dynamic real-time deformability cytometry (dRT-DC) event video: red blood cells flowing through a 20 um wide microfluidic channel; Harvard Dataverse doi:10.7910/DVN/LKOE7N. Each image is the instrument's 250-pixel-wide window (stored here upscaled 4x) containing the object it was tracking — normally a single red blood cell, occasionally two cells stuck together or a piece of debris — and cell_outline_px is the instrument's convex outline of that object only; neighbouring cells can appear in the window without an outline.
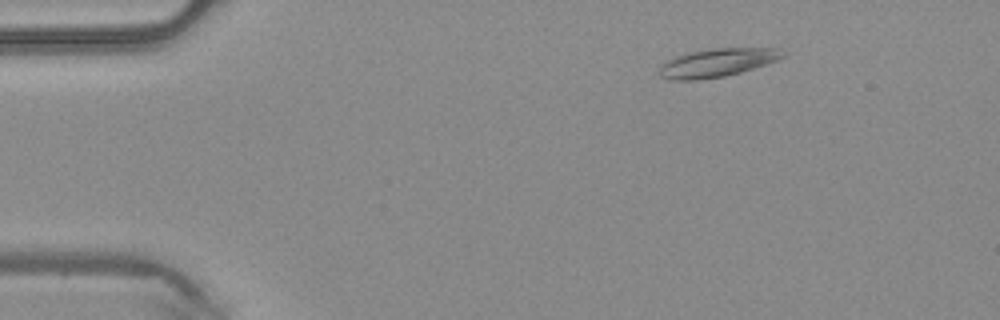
{"species": "common noctule bat (a hibernating species)", "species_latin": "Nyctalus noctula", "temperature_condition": "warm", "stored_images_in_passage": 47, "camera_frame_rate_fps": 3000, "um_per_image_px": 0.085, "animal": {"sex": "male", "body_mass_g": 20.4}, "frame": {"image": 1, "passage_image": 7, "time_ms": 2.0, "image_size_px": [1000, 320], "cell_outline_px": [[788, 52], [784, 56], [776, 60], [740, 72], [724, 76], [696, 80], [668, 80], [660, 76], [660, 64], [664, 60], [676, 56], [692, 52], [716, 48], [780, 48]], "centroid_in_image_um": [60.93, 5.32], "position_along_channel_um": 24.1, "area_um2": 20.29}}
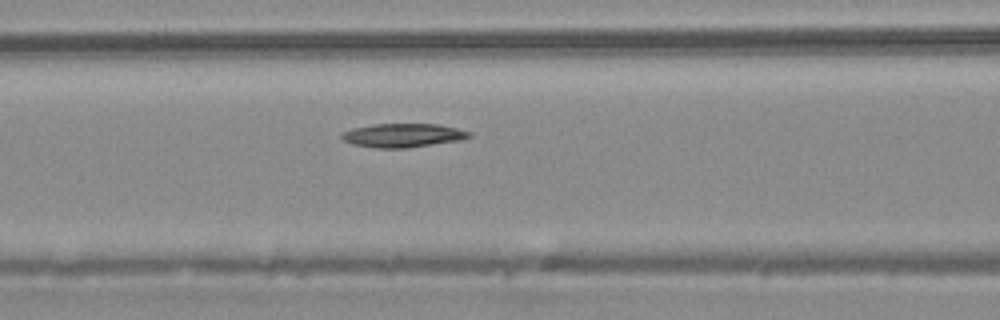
{"frame": {"image": 2, "passage_image": 20, "time_ms": 6.333, "image_size_px": [1000, 320], "cell_outline_px": [[472, 136], [460, 140], [408, 148], [376, 148], [352, 144], [344, 140], [340, 136], [344, 132], [352, 128], [372, 124], [440, 124], [472, 132]], "centroid_in_image_um": [34.26, 11.5], "position_along_channel_um": 132.3, "area_um2": 17.69}}
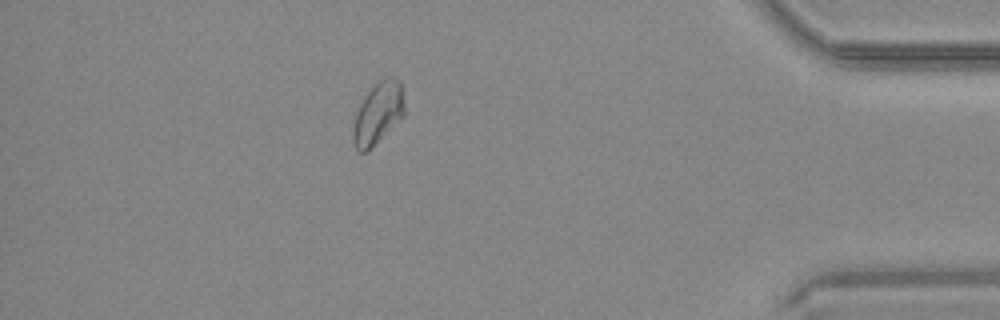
{"frame": {"image": 3, "passage_image": 42, "time_ms": 13.667, "image_size_px": [1000, 320], "cell_outline_px": [[404, 116], [372, 148], [364, 152], [360, 152], [356, 148], [352, 140], [352, 128], [356, 112], [360, 104], [368, 92], [380, 80], [388, 76], [392, 76], [400, 80], [404, 104]], "centroid_in_image_um": [32.13, 9.65], "position_along_channel_um": 403.1, "area_um2": 18.5}}